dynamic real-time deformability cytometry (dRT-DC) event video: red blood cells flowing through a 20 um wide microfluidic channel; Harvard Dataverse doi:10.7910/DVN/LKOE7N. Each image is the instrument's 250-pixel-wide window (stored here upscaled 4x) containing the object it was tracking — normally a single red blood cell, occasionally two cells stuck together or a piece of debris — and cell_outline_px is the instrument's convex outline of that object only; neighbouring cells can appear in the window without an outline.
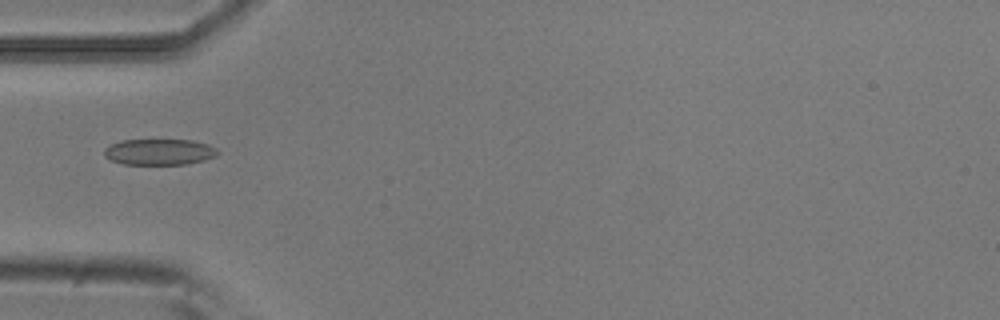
{"species": "common noctule bat (a hibernating species)", "species_latin": "Nyctalus noctula", "temperature_condition": "room temperature", "stored_images_in_passage": 8, "camera_frame_rate_fps": 3000, "um_per_image_px": 0.085, "animal": {"sex": "male", "body_mass_g": 20.5, "forearm_length_mm": 52.5}, "frame": {"image": 1, "passage_image": 4, "time_ms": 1.0, "image_size_px": [1000, 320], "cell_outline_px": [[220, 152], [216, 156], [204, 160], [188, 164], [124, 164], [112, 160], [104, 156], [104, 148], [120, 140], [192, 140], [208, 144], [216, 148]], "centroid_in_image_um": [13.56, 12.91], "position_along_channel_um": 71.4, "area_um2": 17.22}}
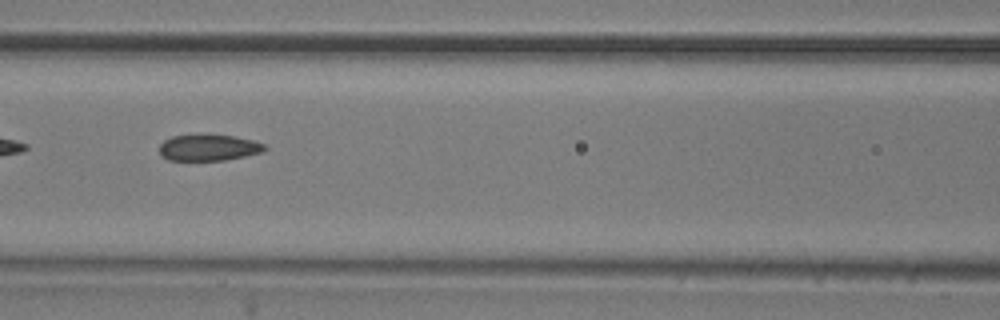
{"frame": {"image": 2, "passage_image": 6, "time_ms": 1.667, "image_size_px": [1000, 320], "cell_outline_px": [[268, 148], [260, 152], [244, 156], [224, 160], [168, 160], [160, 156], [160, 144], [164, 140], [172, 136], [232, 136], [252, 140], [264, 144]], "centroid_in_image_um": [17.7, 12.57], "position_along_channel_um": 148.9, "area_um2": 15.66}}
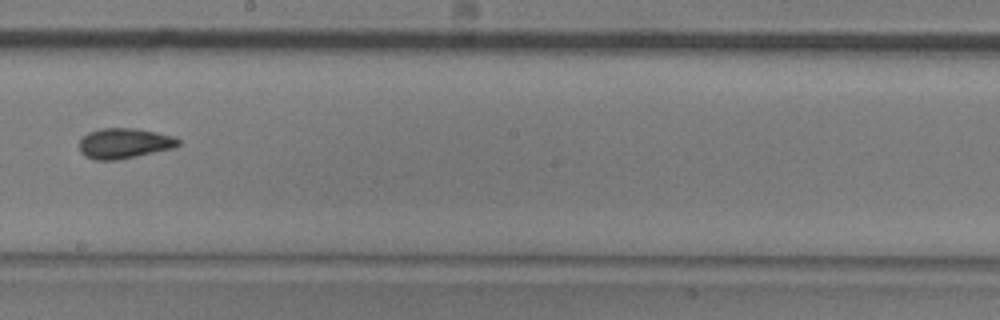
{"frame": {"image": 3, "passage_image": 8, "time_ms": 2.333, "image_size_px": [1000, 320], "cell_outline_px": [[180, 144], [172, 148], [136, 156], [116, 160], [96, 160], [84, 156], [80, 152], [80, 140], [88, 132], [100, 128], [140, 128], [172, 136], [180, 140]], "centroid_in_image_um": [10.54, 12.17], "position_along_channel_um": 237.7, "area_um2": 17.46}}